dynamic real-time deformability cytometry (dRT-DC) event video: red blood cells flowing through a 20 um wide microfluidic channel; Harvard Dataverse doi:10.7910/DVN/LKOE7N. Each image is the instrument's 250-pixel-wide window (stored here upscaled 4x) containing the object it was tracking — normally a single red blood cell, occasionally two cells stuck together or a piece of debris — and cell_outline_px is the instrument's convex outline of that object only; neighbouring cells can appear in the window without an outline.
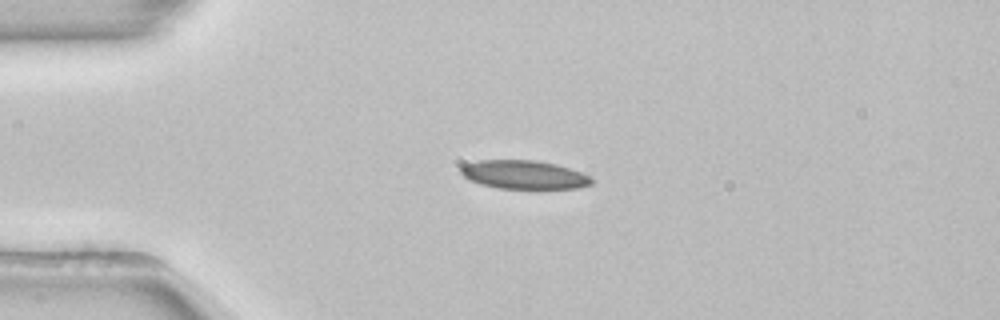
{"species": "common noctule bat (a hibernating species)", "species_latin": "Nyctalus noctula", "temperature_condition": "room temperature", "stored_images_in_passage": 41, "camera_frame_rate_fps": 3000, "um_per_image_px": 0.085, "animal": {"sex": "female", "body_mass_g": 22.7, "forearm_length_mm": 54.2}, "frame": {"image": 1, "passage_image": 1, "time_ms": 0.0, "image_size_px": [1000, 320], "cell_outline_px": [[592, 184], [576, 188], [500, 188], [480, 184], [464, 176], [460, 172], [460, 168], [464, 164], [480, 160], [536, 160], [556, 164], [580, 172], [588, 176], [592, 180]], "centroid_in_image_um": [44.51, 14.84], "position_along_channel_um": 40.5, "area_um2": 21.44}}
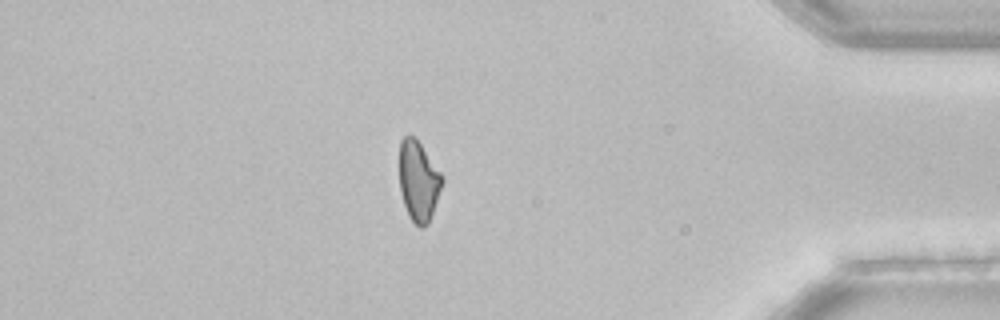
{"frame": {"image": 2, "passage_image": 34, "time_ms": 11.0, "image_size_px": [1000, 320], "cell_outline_px": [[444, 180], [428, 224], [424, 228], [420, 228], [408, 216], [400, 192], [400, 140], [404, 136], [416, 136], [444, 176]], "centroid_in_image_um": [35.58, 15.36], "position_along_channel_um": 399.6, "area_um2": 20.17}}
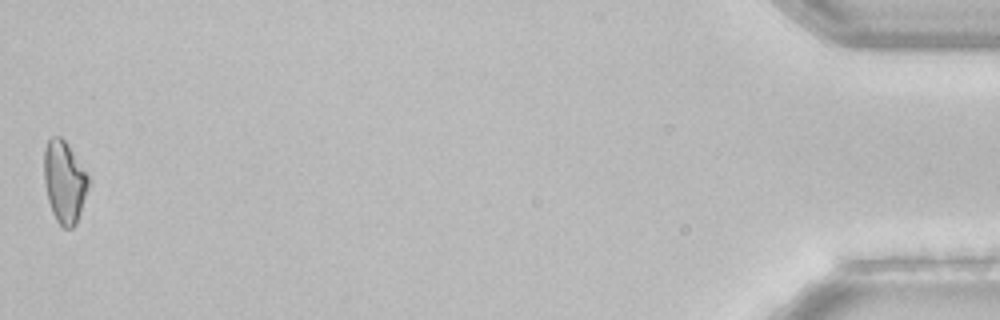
{"frame": {"image": 3, "passage_image": 41, "time_ms": 13.333, "image_size_px": [1000, 320], "cell_outline_px": [[88, 188], [76, 224], [72, 228], [64, 228], [56, 220], [52, 212], [48, 200], [44, 184], [44, 148], [48, 140], [52, 136], [60, 136], [68, 144], [88, 176]], "centroid_in_image_um": [5.45, 15.45], "position_along_channel_um": 429.8, "area_um2": 21.04}}